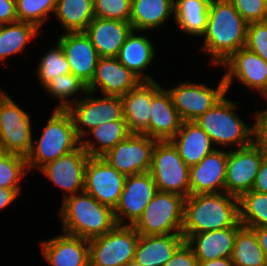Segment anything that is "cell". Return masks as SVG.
Returning <instances> with one entry per match:
<instances>
[{"label":"cell","instance_id":"cell-41","mask_svg":"<svg viewBox=\"0 0 267 266\" xmlns=\"http://www.w3.org/2000/svg\"><path fill=\"white\" fill-rule=\"evenodd\" d=\"M245 47L267 62V21L248 24Z\"/></svg>","mask_w":267,"mask_h":266},{"label":"cell","instance_id":"cell-25","mask_svg":"<svg viewBox=\"0 0 267 266\" xmlns=\"http://www.w3.org/2000/svg\"><path fill=\"white\" fill-rule=\"evenodd\" d=\"M184 242L182 234L139 235L133 262L140 266H164Z\"/></svg>","mask_w":267,"mask_h":266},{"label":"cell","instance_id":"cell-1","mask_svg":"<svg viewBox=\"0 0 267 266\" xmlns=\"http://www.w3.org/2000/svg\"><path fill=\"white\" fill-rule=\"evenodd\" d=\"M248 23L230 0H211L201 51L212 55L221 65L240 48L245 47Z\"/></svg>","mask_w":267,"mask_h":266},{"label":"cell","instance_id":"cell-40","mask_svg":"<svg viewBox=\"0 0 267 266\" xmlns=\"http://www.w3.org/2000/svg\"><path fill=\"white\" fill-rule=\"evenodd\" d=\"M132 0H93L94 17L129 22Z\"/></svg>","mask_w":267,"mask_h":266},{"label":"cell","instance_id":"cell-34","mask_svg":"<svg viewBox=\"0 0 267 266\" xmlns=\"http://www.w3.org/2000/svg\"><path fill=\"white\" fill-rule=\"evenodd\" d=\"M234 266H267V259L255 231L242 226L236 234L231 254Z\"/></svg>","mask_w":267,"mask_h":266},{"label":"cell","instance_id":"cell-23","mask_svg":"<svg viewBox=\"0 0 267 266\" xmlns=\"http://www.w3.org/2000/svg\"><path fill=\"white\" fill-rule=\"evenodd\" d=\"M42 254L51 266H89V240L64 233L41 242Z\"/></svg>","mask_w":267,"mask_h":266},{"label":"cell","instance_id":"cell-3","mask_svg":"<svg viewBox=\"0 0 267 266\" xmlns=\"http://www.w3.org/2000/svg\"><path fill=\"white\" fill-rule=\"evenodd\" d=\"M63 199L58 212L62 233L90 240L103 236L117 225L114 209L99 203L85 191Z\"/></svg>","mask_w":267,"mask_h":266},{"label":"cell","instance_id":"cell-24","mask_svg":"<svg viewBox=\"0 0 267 266\" xmlns=\"http://www.w3.org/2000/svg\"><path fill=\"white\" fill-rule=\"evenodd\" d=\"M241 227L242 224L238 222L233 227L192 234L186 243L193 249L198 262L228 258L231 257L236 234Z\"/></svg>","mask_w":267,"mask_h":266},{"label":"cell","instance_id":"cell-31","mask_svg":"<svg viewBox=\"0 0 267 266\" xmlns=\"http://www.w3.org/2000/svg\"><path fill=\"white\" fill-rule=\"evenodd\" d=\"M89 133L94 137V142L97 145L93 140L82 139L81 146L90 157H102L131 134L126 121L108 122L87 132V135L90 136Z\"/></svg>","mask_w":267,"mask_h":266},{"label":"cell","instance_id":"cell-33","mask_svg":"<svg viewBox=\"0 0 267 266\" xmlns=\"http://www.w3.org/2000/svg\"><path fill=\"white\" fill-rule=\"evenodd\" d=\"M39 30L36 25L23 21L0 25V61L22 52Z\"/></svg>","mask_w":267,"mask_h":266},{"label":"cell","instance_id":"cell-26","mask_svg":"<svg viewBox=\"0 0 267 266\" xmlns=\"http://www.w3.org/2000/svg\"><path fill=\"white\" fill-rule=\"evenodd\" d=\"M183 120L173 106L170 93L161 88L151 102L149 136L157 141L171 140L181 128Z\"/></svg>","mask_w":267,"mask_h":266},{"label":"cell","instance_id":"cell-17","mask_svg":"<svg viewBox=\"0 0 267 266\" xmlns=\"http://www.w3.org/2000/svg\"><path fill=\"white\" fill-rule=\"evenodd\" d=\"M89 157L80 145L76 150L45 164L39 170L55 185L66 191L64 194L66 198L84 191L85 166Z\"/></svg>","mask_w":267,"mask_h":266},{"label":"cell","instance_id":"cell-44","mask_svg":"<svg viewBox=\"0 0 267 266\" xmlns=\"http://www.w3.org/2000/svg\"><path fill=\"white\" fill-rule=\"evenodd\" d=\"M255 117V140L267 149V108L258 111Z\"/></svg>","mask_w":267,"mask_h":266},{"label":"cell","instance_id":"cell-45","mask_svg":"<svg viewBox=\"0 0 267 266\" xmlns=\"http://www.w3.org/2000/svg\"><path fill=\"white\" fill-rule=\"evenodd\" d=\"M16 21V0H0V25Z\"/></svg>","mask_w":267,"mask_h":266},{"label":"cell","instance_id":"cell-12","mask_svg":"<svg viewBox=\"0 0 267 266\" xmlns=\"http://www.w3.org/2000/svg\"><path fill=\"white\" fill-rule=\"evenodd\" d=\"M156 142V139L145 134L131 133L107 151L102 159L125 176L146 173L151 167Z\"/></svg>","mask_w":267,"mask_h":266},{"label":"cell","instance_id":"cell-39","mask_svg":"<svg viewBox=\"0 0 267 266\" xmlns=\"http://www.w3.org/2000/svg\"><path fill=\"white\" fill-rule=\"evenodd\" d=\"M57 0H16L18 21L29 22L39 29L49 13H55Z\"/></svg>","mask_w":267,"mask_h":266},{"label":"cell","instance_id":"cell-8","mask_svg":"<svg viewBox=\"0 0 267 266\" xmlns=\"http://www.w3.org/2000/svg\"><path fill=\"white\" fill-rule=\"evenodd\" d=\"M139 233L132 225H116L89 240V266H127L134 260Z\"/></svg>","mask_w":267,"mask_h":266},{"label":"cell","instance_id":"cell-43","mask_svg":"<svg viewBox=\"0 0 267 266\" xmlns=\"http://www.w3.org/2000/svg\"><path fill=\"white\" fill-rule=\"evenodd\" d=\"M164 266H198V259L185 241Z\"/></svg>","mask_w":267,"mask_h":266},{"label":"cell","instance_id":"cell-37","mask_svg":"<svg viewBox=\"0 0 267 266\" xmlns=\"http://www.w3.org/2000/svg\"><path fill=\"white\" fill-rule=\"evenodd\" d=\"M37 66V77L43 87L51 82L53 78L70 73V65L58 43L55 48L46 52Z\"/></svg>","mask_w":267,"mask_h":266},{"label":"cell","instance_id":"cell-47","mask_svg":"<svg viewBox=\"0 0 267 266\" xmlns=\"http://www.w3.org/2000/svg\"><path fill=\"white\" fill-rule=\"evenodd\" d=\"M18 195L15 190L0 188V210L10 205Z\"/></svg>","mask_w":267,"mask_h":266},{"label":"cell","instance_id":"cell-13","mask_svg":"<svg viewBox=\"0 0 267 266\" xmlns=\"http://www.w3.org/2000/svg\"><path fill=\"white\" fill-rule=\"evenodd\" d=\"M167 90L173 106L183 121L196 120L211 109L227 92L224 76L221 77L217 89L186 80L185 83Z\"/></svg>","mask_w":267,"mask_h":266},{"label":"cell","instance_id":"cell-11","mask_svg":"<svg viewBox=\"0 0 267 266\" xmlns=\"http://www.w3.org/2000/svg\"><path fill=\"white\" fill-rule=\"evenodd\" d=\"M0 119V152L17 153L26 157L33 142L30 116L3 91Z\"/></svg>","mask_w":267,"mask_h":266},{"label":"cell","instance_id":"cell-19","mask_svg":"<svg viewBox=\"0 0 267 266\" xmlns=\"http://www.w3.org/2000/svg\"><path fill=\"white\" fill-rule=\"evenodd\" d=\"M57 43L70 65V73L88 85L100 58L89 37L85 32H68L61 35Z\"/></svg>","mask_w":267,"mask_h":266},{"label":"cell","instance_id":"cell-18","mask_svg":"<svg viewBox=\"0 0 267 266\" xmlns=\"http://www.w3.org/2000/svg\"><path fill=\"white\" fill-rule=\"evenodd\" d=\"M140 82L141 80L120 63L117 57H100L87 90L94 93L99 88L103 96L121 97Z\"/></svg>","mask_w":267,"mask_h":266},{"label":"cell","instance_id":"cell-49","mask_svg":"<svg viewBox=\"0 0 267 266\" xmlns=\"http://www.w3.org/2000/svg\"><path fill=\"white\" fill-rule=\"evenodd\" d=\"M198 266H234L230 257L228 258H217L210 261H200Z\"/></svg>","mask_w":267,"mask_h":266},{"label":"cell","instance_id":"cell-50","mask_svg":"<svg viewBox=\"0 0 267 266\" xmlns=\"http://www.w3.org/2000/svg\"><path fill=\"white\" fill-rule=\"evenodd\" d=\"M0 117H1V92H0ZM0 129H1V119H0Z\"/></svg>","mask_w":267,"mask_h":266},{"label":"cell","instance_id":"cell-51","mask_svg":"<svg viewBox=\"0 0 267 266\" xmlns=\"http://www.w3.org/2000/svg\"><path fill=\"white\" fill-rule=\"evenodd\" d=\"M127 266H140V265H137V264H135L134 262H131V263L128 264Z\"/></svg>","mask_w":267,"mask_h":266},{"label":"cell","instance_id":"cell-9","mask_svg":"<svg viewBox=\"0 0 267 266\" xmlns=\"http://www.w3.org/2000/svg\"><path fill=\"white\" fill-rule=\"evenodd\" d=\"M85 94L87 97L78 99L67 108L80 140L94 127L113 121H125L122 100L119 96L104 95V97L94 98L93 92L87 91ZM84 127L87 130H84Z\"/></svg>","mask_w":267,"mask_h":266},{"label":"cell","instance_id":"cell-15","mask_svg":"<svg viewBox=\"0 0 267 266\" xmlns=\"http://www.w3.org/2000/svg\"><path fill=\"white\" fill-rule=\"evenodd\" d=\"M126 176L110 166L102 157H89L85 166L84 191L99 203L115 208Z\"/></svg>","mask_w":267,"mask_h":266},{"label":"cell","instance_id":"cell-22","mask_svg":"<svg viewBox=\"0 0 267 266\" xmlns=\"http://www.w3.org/2000/svg\"><path fill=\"white\" fill-rule=\"evenodd\" d=\"M130 22L94 17L85 29V34L99 57H117L120 48L132 31Z\"/></svg>","mask_w":267,"mask_h":266},{"label":"cell","instance_id":"cell-38","mask_svg":"<svg viewBox=\"0 0 267 266\" xmlns=\"http://www.w3.org/2000/svg\"><path fill=\"white\" fill-rule=\"evenodd\" d=\"M45 90L48 91L53 97L59 98L60 103L55 109L67 110L69 106L75 103L76 100H67L70 97L78 93H86L87 85L83 83L78 77L69 73L65 75H60L58 78H53L45 87Z\"/></svg>","mask_w":267,"mask_h":266},{"label":"cell","instance_id":"cell-2","mask_svg":"<svg viewBox=\"0 0 267 266\" xmlns=\"http://www.w3.org/2000/svg\"><path fill=\"white\" fill-rule=\"evenodd\" d=\"M239 222L238 197L224 192L189 195L184 200L182 235H192L235 226Z\"/></svg>","mask_w":267,"mask_h":266},{"label":"cell","instance_id":"cell-4","mask_svg":"<svg viewBox=\"0 0 267 266\" xmlns=\"http://www.w3.org/2000/svg\"><path fill=\"white\" fill-rule=\"evenodd\" d=\"M81 145L77 137L73 119L67 110L55 109L48 120L41 137L32 142L30 152L26 155L28 171L41 168L76 150Z\"/></svg>","mask_w":267,"mask_h":266},{"label":"cell","instance_id":"cell-28","mask_svg":"<svg viewBox=\"0 0 267 266\" xmlns=\"http://www.w3.org/2000/svg\"><path fill=\"white\" fill-rule=\"evenodd\" d=\"M137 32L132 30L127 36L117 59L141 81H155L150 75L143 72L155 57V47L147 36L138 35Z\"/></svg>","mask_w":267,"mask_h":266},{"label":"cell","instance_id":"cell-16","mask_svg":"<svg viewBox=\"0 0 267 266\" xmlns=\"http://www.w3.org/2000/svg\"><path fill=\"white\" fill-rule=\"evenodd\" d=\"M221 67H225L224 79L226 91L229 90L232 81L236 78L247 88L259 90L265 96L267 93V62L257 53L240 48ZM234 77V78H233Z\"/></svg>","mask_w":267,"mask_h":266},{"label":"cell","instance_id":"cell-7","mask_svg":"<svg viewBox=\"0 0 267 266\" xmlns=\"http://www.w3.org/2000/svg\"><path fill=\"white\" fill-rule=\"evenodd\" d=\"M149 173L158 191L175 193L185 198L190 195V167L170 140L156 142Z\"/></svg>","mask_w":267,"mask_h":266},{"label":"cell","instance_id":"cell-42","mask_svg":"<svg viewBox=\"0 0 267 266\" xmlns=\"http://www.w3.org/2000/svg\"><path fill=\"white\" fill-rule=\"evenodd\" d=\"M235 9L248 23L267 21L265 0H230Z\"/></svg>","mask_w":267,"mask_h":266},{"label":"cell","instance_id":"cell-27","mask_svg":"<svg viewBox=\"0 0 267 266\" xmlns=\"http://www.w3.org/2000/svg\"><path fill=\"white\" fill-rule=\"evenodd\" d=\"M187 166L198 164L214 149L208 134L194 121H183L170 140Z\"/></svg>","mask_w":267,"mask_h":266},{"label":"cell","instance_id":"cell-14","mask_svg":"<svg viewBox=\"0 0 267 266\" xmlns=\"http://www.w3.org/2000/svg\"><path fill=\"white\" fill-rule=\"evenodd\" d=\"M158 192L149 172L127 175L119 201L114 208L117 225H133ZM128 219L129 222L124 223Z\"/></svg>","mask_w":267,"mask_h":266},{"label":"cell","instance_id":"cell-6","mask_svg":"<svg viewBox=\"0 0 267 266\" xmlns=\"http://www.w3.org/2000/svg\"><path fill=\"white\" fill-rule=\"evenodd\" d=\"M185 197L158 191L132 225L139 235L182 234Z\"/></svg>","mask_w":267,"mask_h":266},{"label":"cell","instance_id":"cell-32","mask_svg":"<svg viewBox=\"0 0 267 266\" xmlns=\"http://www.w3.org/2000/svg\"><path fill=\"white\" fill-rule=\"evenodd\" d=\"M54 15L66 33L84 32L94 18L93 0H57Z\"/></svg>","mask_w":267,"mask_h":266},{"label":"cell","instance_id":"cell-30","mask_svg":"<svg viewBox=\"0 0 267 266\" xmlns=\"http://www.w3.org/2000/svg\"><path fill=\"white\" fill-rule=\"evenodd\" d=\"M211 0H175L174 18L180 30L189 35L204 34Z\"/></svg>","mask_w":267,"mask_h":266},{"label":"cell","instance_id":"cell-10","mask_svg":"<svg viewBox=\"0 0 267 266\" xmlns=\"http://www.w3.org/2000/svg\"><path fill=\"white\" fill-rule=\"evenodd\" d=\"M267 149L254 140L250 145L229 150L226 163L225 192L236 197L251 191Z\"/></svg>","mask_w":267,"mask_h":266},{"label":"cell","instance_id":"cell-21","mask_svg":"<svg viewBox=\"0 0 267 266\" xmlns=\"http://www.w3.org/2000/svg\"><path fill=\"white\" fill-rule=\"evenodd\" d=\"M227 157L228 152L214 149L190 166V195L225 191Z\"/></svg>","mask_w":267,"mask_h":266},{"label":"cell","instance_id":"cell-29","mask_svg":"<svg viewBox=\"0 0 267 266\" xmlns=\"http://www.w3.org/2000/svg\"><path fill=\"white\" fill-rule=\"evenodd\" d=\"M175 0H132L129 22L135 31H150L166 23L173 14Z\"/></svg>","mask_w":267,"mask_h":266},{"label":"cell","instance_id":"cell-36","mask_svg":"<svg viewBox=\"0 0 267 266\" xmlns=\"http://www.w3.org/2000/svg\"><path fill=\"white\" fill-rule=\"evenodd\" d=\"M26 157L17 153L0 152V188L20 194V182L28 173Z\"/></svg>","mask_w":267,"mask_h":266},{"label":"cell","instance_id":"cell-48","mask_svg":"<svg viewBox=\"0 0 267 266\" xmlns=\"http://www.w3.org/2000/svg\"><path fill=\"white\" fill-rule=\"evenodd\" d=\"M267 259V227L252 228Z\"/></svg>","mask_w":267,"mask_h":266},{"label":"cell","instance_id":"cell-46","mask_svg":"<svg viewBox=\"0 0 267 266\" xmlns=\"http://www.w3.org/2000/svg\"><path fill=\"white\" fill-rule=\"evenodd\" d=\"M252 190L267 194V155L260 164Z\"/></svg>","mask_w":267,"mask_h":266},{"label":"cell","instance_id":"cell-5","mask_svg":"<svg viewBox=\"0 0 267 266\" xmlns=\"http://www.w3.org/2000/svg\"><path fill=\"white\" fill-rule=\"evenodd\" d=\"M237 104L225 95L194 122L210 137L214 146L242 148L255 140V125L249 126L235 114Z\"/></svg>","mask_w":267,"mask_h":266},{"label":"cell","instance_id":"cell-20","mask_svg":"<svg viewBox=\"0 0 267 266\" xmlns=\"http://www.w3.org/2000/svg\"><path fill=\"white\" fill-rule=\"evenodd\" d=\"M156 81H141L121 96L123 117L131 133L149 136L152 97L161 89Z\"/></svg>","mask_w":267,"mask_h":266},{"label":"cell","instance_id":"cell-35","mask_svg":"<svg viewBox=\"0 0 267 266\" xmlns=\"http://www.w3.org/2000/svg\"><path fill=\"white\" fill-rule=\"evenodd\" d=\"M239 222L247 228L267 227V194L256 191L239 198Z\"/></svg>","mask_w":267,"mask_h":266}]
</instances>
